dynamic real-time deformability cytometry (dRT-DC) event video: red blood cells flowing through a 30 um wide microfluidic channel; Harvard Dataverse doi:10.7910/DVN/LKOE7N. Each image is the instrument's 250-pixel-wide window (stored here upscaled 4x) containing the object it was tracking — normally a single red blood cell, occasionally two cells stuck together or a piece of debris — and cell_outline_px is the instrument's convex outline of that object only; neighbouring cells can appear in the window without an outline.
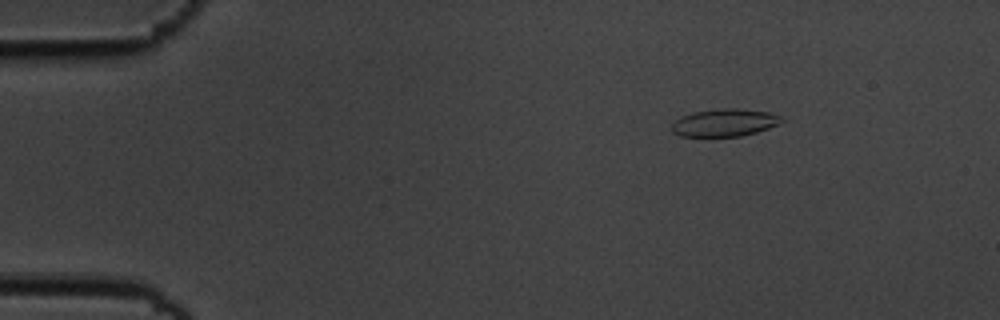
{"species": "common noctule bat (a hibernating species)", "species_latin": "Nyctalus noctula", "temperature_condition": "cold", "stored_images_in_passage": 5, "camera_frame_rate_fps": 3000, "um_per_image_px": 0.085, "animal": {"sex": "male", "body_mass_g": 19.5, "forearm_length_mm": 54.6}, "frame": {"image": 1, "passage_image": 3, "time_ms": 0.667, "image_size_px": [1000, 320], "cell_outline_px": [[784, 120], [780, 124], [756, 132], [740, 136], [680, 136], [672, 132], [672, 124], [680, 116], [692, 112], [724, 108], [736, 108], [768, 112], [780, 116]], "centroid_in_image_um": [61.58, 10.42], "position_along_channel_um": 23.4, "area_um2": 17.57}}